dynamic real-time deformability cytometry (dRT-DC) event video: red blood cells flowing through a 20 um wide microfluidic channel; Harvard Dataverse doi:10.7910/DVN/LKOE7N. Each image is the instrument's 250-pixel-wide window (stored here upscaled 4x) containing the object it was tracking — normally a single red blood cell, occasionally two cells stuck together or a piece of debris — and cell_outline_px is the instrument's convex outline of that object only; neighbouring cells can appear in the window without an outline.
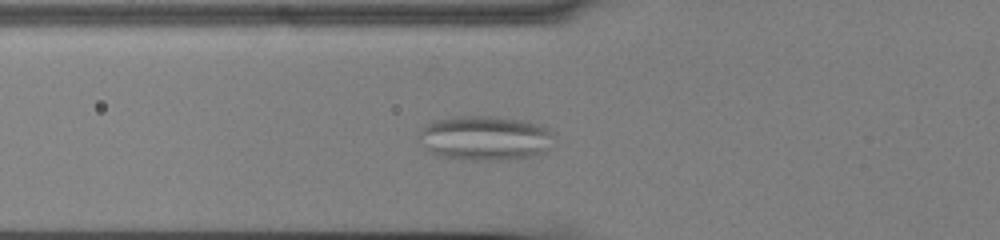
{"species": "common noctule bat (a hibernating species)", "species_latin": "Nyctalus noctula", "temperature_condition": "cold", "stored_images_in_passage": 53, "camera_frame_rate_fps": 3000, "um_per_image_px": 0.085, "animal": {"sex": "male", "body_mass_g": 13.0, "forearm_length_mm": 53.1}, "frame": {"image": 1, "passage_image": 18, "time_ms": 5.667, "image_size_px": [1000, 240], "cell_outline_px": [[556, 136], [548, 148], [544, 152], [532, 156], [516, 160], [464, 160], [444, 156], [428, 152], [416, 140], [416, 136], [420, 128], [424, 124], [432, 120], [456, 116], [492, 116], [528, 120], [540, 124], [548, 128]], "centroid_in_image_um": [41.2, 11.73], "position_along_channel_um": 84.6, "area_um2": 36.24}}
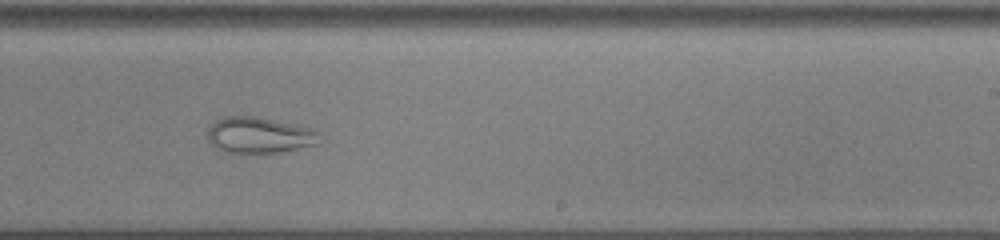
{"frame": {"image": 2, "passage_image": 33, "time_ms": 10.667, "image_size_px": [1000, 240], "cell_outline_px": [[320, 132], [316, 144], [280, 152], [224, 152], [216, 148], [208, 140], [208, 128], [216, 120], [224, 116], [256, 116], [316, 128]], "centroid_in_image_um": [22.04, 11.46], "position_along_channel_um": 267.0, "area_um2": 23.52}}
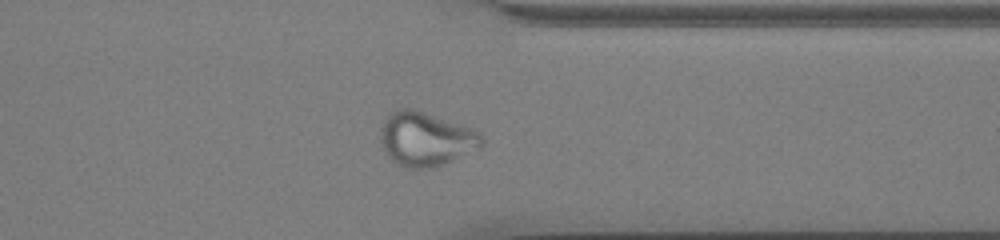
{"frame": {"image": 3, "passage_image": 42, "time_ms": 13.667, "image_size_px": [1000, 240], "cell_outline_px": [[484, 144], [480, 148], [436, 168], [404, 168], [396, 164], [388, 156], [380, 140], [380, 128], [384, 120], [392, 112], [400, 108], [412, 108], [472, 128], [480, 132], [484, 136]], "centroid_in_image_um": [36.21, 11.83], "position_along_channel_um": 375.2, "area_um2": 32.14}}